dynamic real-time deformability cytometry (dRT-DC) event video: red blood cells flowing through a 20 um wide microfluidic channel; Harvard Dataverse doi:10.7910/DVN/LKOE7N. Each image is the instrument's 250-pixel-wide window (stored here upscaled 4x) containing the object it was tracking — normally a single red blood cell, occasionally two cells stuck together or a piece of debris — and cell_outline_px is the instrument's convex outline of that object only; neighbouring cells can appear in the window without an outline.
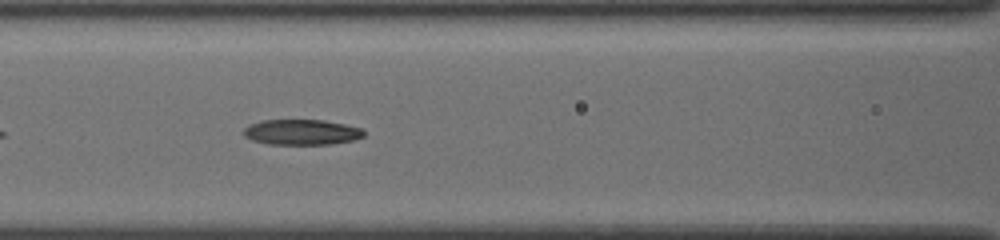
{"species": "common noctule bat (a hibernating species)", "species_latin": "Nyctalus noctula", "temperature_condition": "cold", "stored_images_in_passage": 18, "camera_frame_rate_fps": 3000, "um_per_image_px": 0.085, "animal": {"sex": "female", "body_mass_g": 19.5, "forearm_length_mm": 54.1}, "frame": {"image": 1, "passage_image": 8, "time_ms": 2.333, "image_size_px": [1000, 240], "cell_outline_px": [[364, 136], [352, 140], [332, 144], [268, 144], [252, 140], [244, 136], [244, 128], [248, 124], [264, 120], [324, 120], [364, 128]], "centroid_in_image_um": [25.64, 11.23], "position_along_channel_um": 141.0, "area_um2": 17.86}}